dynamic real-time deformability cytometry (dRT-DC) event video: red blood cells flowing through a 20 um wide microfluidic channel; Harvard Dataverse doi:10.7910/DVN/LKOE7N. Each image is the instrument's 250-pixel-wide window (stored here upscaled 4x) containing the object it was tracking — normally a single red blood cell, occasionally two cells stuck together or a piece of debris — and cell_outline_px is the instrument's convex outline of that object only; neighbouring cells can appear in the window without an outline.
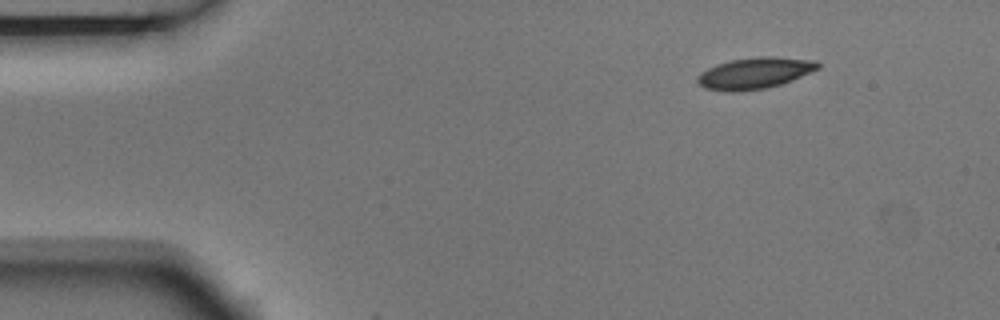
{"species": "Egyptian fruit bat (a non-hibernating species)", "species_latin": "Rousettus aegyptiacus", "temperature_condition": "room temperature", "stored_images_in_passage": 4, "camera_frame_rate_fps": 3000, "um_per_image_px": 0.085, "animal": {"sex": "male"}, "frame": {"image": 1, "passage_image": 1, "time_ms": 0.0, "image_size_px": [1000, 320], "cell_outline_px": [[820, 68], [792, 80], [780, 84], [764, 88], [736, 92], [728, 92], [704, 88], [696, 80], [696, 76], [700, 72], [716, 64], [732, 60], [760, 56], [772, 56], [816, 60], [820, 64]], "centroid_in_image_um": [64.14, 6.21], "position_along_channel_um": 20.9, "area_um2": 22.02}}
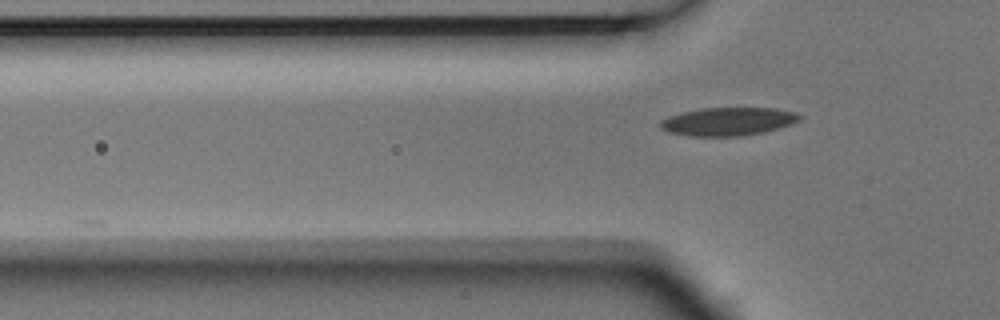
{"frame": {"image": 2, "passage_image": 4, "time_ms": 1.0, "image_size_px": [1000, 320], "cell_outline_px": [[800, 116], [792, 124], [764, 132], [740, 136], [688, 136], [668, 132], [660, 128], [660, 120], [668, 116], [680, 112], [700, 108], [776, 108], [796, 112]], "centroid_in_image_um": [61.82, 10.32], "position_along_channel_um": 64.0, "area_um2": 22.95}}